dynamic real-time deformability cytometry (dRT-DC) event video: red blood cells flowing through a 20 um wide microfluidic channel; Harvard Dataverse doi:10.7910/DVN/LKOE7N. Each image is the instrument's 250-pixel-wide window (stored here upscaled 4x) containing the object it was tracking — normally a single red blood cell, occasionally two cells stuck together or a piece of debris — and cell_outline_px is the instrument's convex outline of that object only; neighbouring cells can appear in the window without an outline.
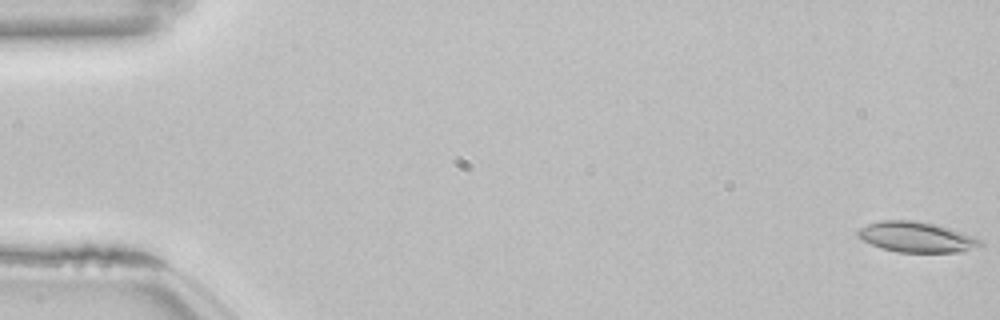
{"species": "common noctule bat (a hibernating species)", "species_latin": "Nyctalus noctula", "temperature_condition": "room temperature", "stored_images_in_passage": 54, "camera_frame_rate_fps": 3000, "um_per_image_px": 0.085, "animal": {"sex": "female", "body_mass_g": 22.7, "forearm_length_mm": 54.2}, "frame": {"image": 1, "passage_image": 1, "time_ms": 0.0, "image_size_px": [1000, 320], "cell_outline_px": [[984, 248], [964, 252], [896, 252], [880, 248], [856, 236], [856, 232], [860, 228], [868, 224], [880, 220], [916, 220], [936, 224], [984, 240]], "centroid_in_image_um": [77.97, 20.16], "position_along_channel_um": 7.0, "area_um2": 22.08}}
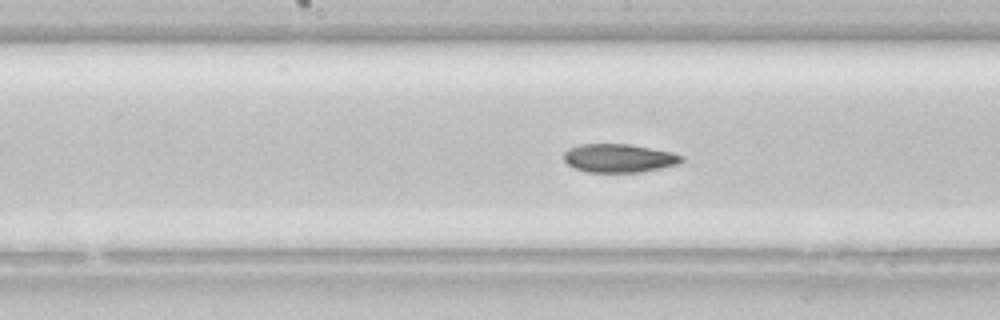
{"frame": {"image": 2, "passage_image": 28, "time_ms": 9.0, "image_size_px": [1000, 320], "cell_outline_px": [[684, 160], [680, 164], [640, 172], [588, 172], [576, 168], [568, 164], [564, 160], [564, 152], [568, 148], [580, 144], [628, 144], [672, 152], [684, 156]], "centroid_in_image_um": [52.63, 13.44], "position_along_channel_um": 195.6, "area_um2": 19.54}}
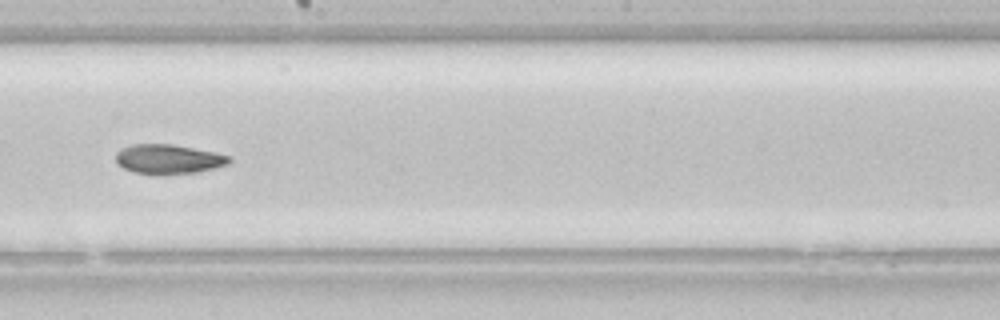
{"frame": {"image": 3, "passage_image": 31, "time_ms": 10.0, "image_size_px": [1000, 320], "cell_outline_px": [[232, 160], [228, 164], [216, 168], [196, 172], [164, 176], [156, 176], [136, 172], [124, 168], [116, 160], [116, 152], [132, 144], [172, 144], [216, 152], [232, 156]], "centroid_in_image_um": [14.37, 13.54], "position_along_channel_um": 233.8, "area_um2": 19.83}, "authors_computed_cell_mechanics": {"area_um2": 21.3282, "velocity_mm_per_s": 3.8418, "shape_relaxation_time_tau1_ms": null, "shape_relaxation_time_tau2_ms": 10.9753, "deformation_change_tau1": null, "deformation_change_tau2": 0.1637}}